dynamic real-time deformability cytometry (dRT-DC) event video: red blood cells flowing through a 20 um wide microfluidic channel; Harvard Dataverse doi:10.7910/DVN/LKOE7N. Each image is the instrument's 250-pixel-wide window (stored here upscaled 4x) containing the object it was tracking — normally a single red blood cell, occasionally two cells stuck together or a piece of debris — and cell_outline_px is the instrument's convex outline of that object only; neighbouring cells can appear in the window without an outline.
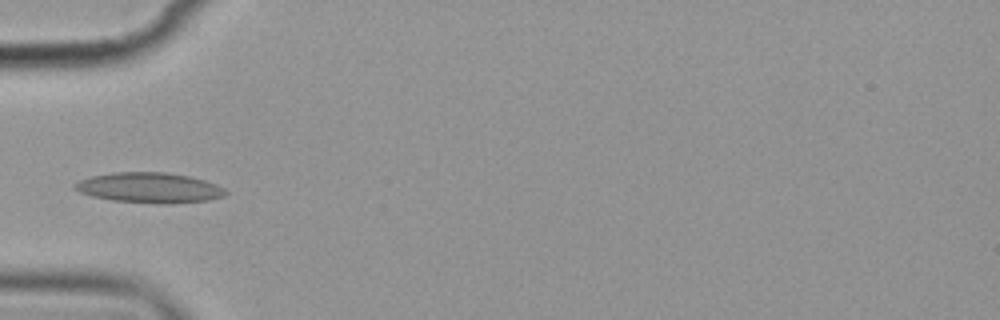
{"species": "common noctule bat (a hibernating species)", "species_latin": "Nyctalus noctula", "temperature_condition": "cold", "stored_images_in_passage": 4, "camera_frame_rate_fps": 3000, "um_per_image_px": 0.085, "animal": {"sex": "female", "body_mass_g": 19.9}, "frame": {"image": 1, "passage_image": 4, "time_ms": 3.333, "image_size_px": [1000, 320], "cell_outline_px": [[228, 192], [224, 196], [208, 200], [168, 204], [156, 204], [112, 200], [92, 196], [80, 192], [72, 188], [72, 184], [80, 180], [92, 176], [112, 172], [164, 172], [188, 176], [204, 180], [216, 184], [224, 188]], "centroid_in_image_um": [12.68, 15.96], "position_along_channel_um": 72.3, "area_um2": 26.7}}